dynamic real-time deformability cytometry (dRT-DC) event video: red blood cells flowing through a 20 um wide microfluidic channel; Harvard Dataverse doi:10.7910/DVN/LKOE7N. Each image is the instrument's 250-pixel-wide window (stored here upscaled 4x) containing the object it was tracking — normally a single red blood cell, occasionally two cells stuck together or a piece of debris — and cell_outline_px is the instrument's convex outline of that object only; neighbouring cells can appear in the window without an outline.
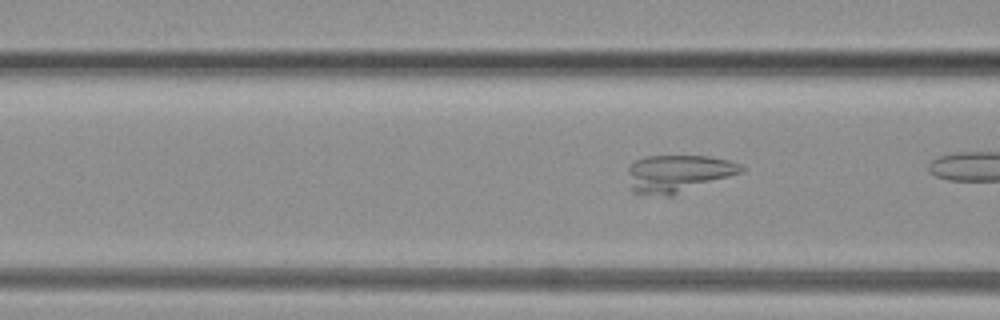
{"species": "common noctule bat (a hibernating species)", "species_latin": "Nyctalus noctula", "temperature_condition": "warm", "stored_images_in_passage": 40, "camera_frame_rate_fps": 3000, "um_per_image_px": 0.085, "animal": {"sex": "female", "body_mass_g": 19.3, "forearm_length_mm": 54.1}, "frame": {"image": 1, "passage_image": 18, "time_ms": 5.667, "image_size_px": [1000, 320], "cell_outline_px": [[744, 168], [740, 172], [672, 196], [636, 196], [632, 192], [628, 172], [628, 164], [644, 156], [708, 156], [728, 160], [740, 164]], "centroid_in_image_um": [57.53, 14.77], "position_along_channel_um": 109.1, "area_um2": 24.85}}
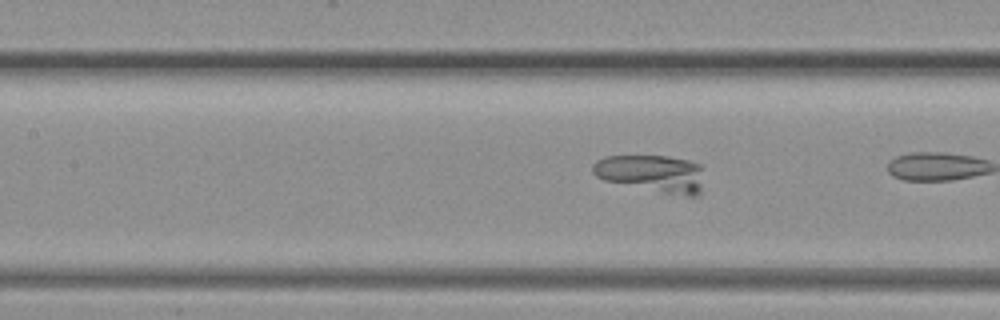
{"frame": {"image": 2, "passage_image": 23, "time_ms": 7.333, "image_size_px": [1000, 320], "cell_outline_px": [[700, 192], [696, 196], [688, 196], [660, 192], [604, 180], [596, 176], [592, 172], [592, 164], [596, 160], [604, 156], [668, 156], [688, 160], [700, 164]], "centroid_in_image_um": [55.36, 14.73], "position_along_channel_um": 152.0, "area_um2": 23.93}}